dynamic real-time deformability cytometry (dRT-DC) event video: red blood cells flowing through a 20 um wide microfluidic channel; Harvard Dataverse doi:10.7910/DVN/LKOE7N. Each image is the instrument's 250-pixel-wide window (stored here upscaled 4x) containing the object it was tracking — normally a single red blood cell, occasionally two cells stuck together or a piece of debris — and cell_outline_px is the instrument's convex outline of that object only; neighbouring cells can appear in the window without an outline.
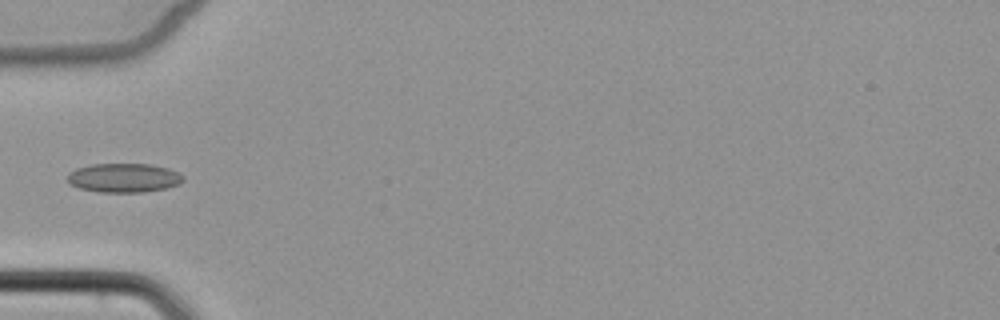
{"species": "common noctule bat (a hibernating species)", "species_latin": "Nyctalus noctula", "temperature_condition": "cold", "stored_images_in_passage": 6, "camera_frame_rate_fps": 3000, "um_per_image_px": 0.085, "animal": {"sex": "female", "body_mass_g": 22.7, "forearm_length_mm": 54.2}, "frame": {"image": 1, "passage_image": 5, "time_ms": 4.667, "image_size_px": [1000, 320], "cell_outline_px": [[184, 180], [180, 184], [164, 188], [144, 192], [100, 192], [80, 188], [68, 184], [68, 172], [76, 168], [92, 164], [148, 164], [168, 168], [184, 176]], "centroid_in_image_um": [10.5, 15.11], "position_along_channel_um": 74.5, "area_um2": 19.59}}
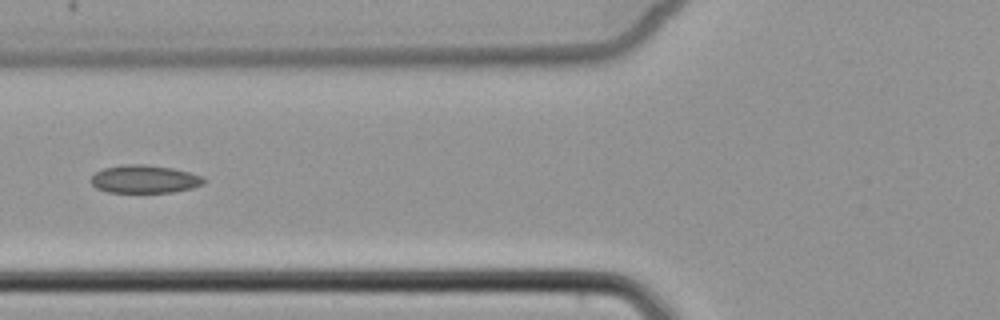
{"frame": {"image": 2, "passage_image": 6, "time_ms": 5.667, "image_size_px": [1000, 320], "cell_outline_px": [[204, 184], [192, 188], [172, 192], [108, 192], [96, 188], [88, 180], [96, 172], [104, 168], [124, 164], [148, 164], [172, 168], [204, 176]], "centroid_in_image_um": [12.27, 15.22], "position_along_channel_um": 113.5, "area_um2": 18.5}}